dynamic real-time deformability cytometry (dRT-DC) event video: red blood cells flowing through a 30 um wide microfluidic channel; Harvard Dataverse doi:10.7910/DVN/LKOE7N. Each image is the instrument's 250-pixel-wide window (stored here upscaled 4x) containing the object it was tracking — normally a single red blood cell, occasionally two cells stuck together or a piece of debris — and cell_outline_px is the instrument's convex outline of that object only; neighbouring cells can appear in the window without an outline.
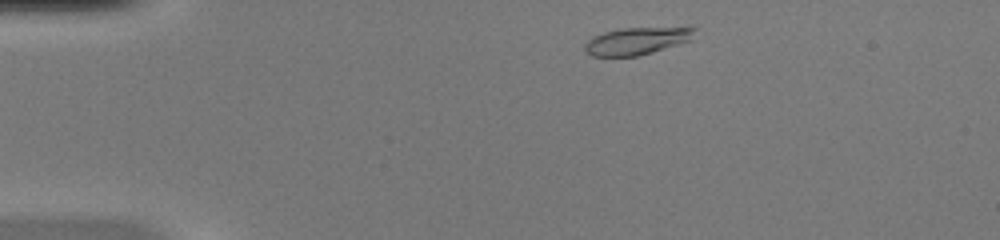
{"species": "common noctule bat (a hibernating species)", "species_latin": "Nyctalus noctula", "temperature_condition": "warm", "stored_images_in_passage": 43, "camera_frame_rate_fps": 3000, "um_per_image_px": 0.085, "animal": {"sex": "female", "body_mass_g": 20.0, "forearm_length_mm": 54.0}, "frame": {"image": 1, "passage_image": 2, "time_ms": 0.333, "image_size_px": [1000, 240], "cell_outline_px": [[696, 28], [692, 40], [652, 52], [636, 56], [592, 56], [584, 48], [584, 44], [592, 36], [604, 32], [624, 28]], "centroid_in_image_um": [54.1, 3.49], "position_along_channel_um": 30.9, "area_um2": 17.17}}
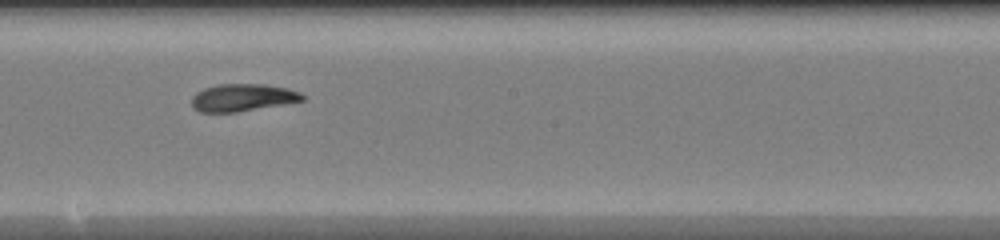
{"frame": {"image": 2, "passage_image": 21, "time_ms": 6.667, "image_size_px": [1000, 240], "cell_outline_px": [[304, 100], [284, 104], [236, 112], [200, 112], [192, 108], [192, 96], [196, 92], [204, 88], [220, 84], [264, 84], [288, 88], [300, 92], [304, 96]], "centroid_in_image_um": [20.61, 8.29], "position_along_channel_um": 227.6, "area_um2": 17.69}}
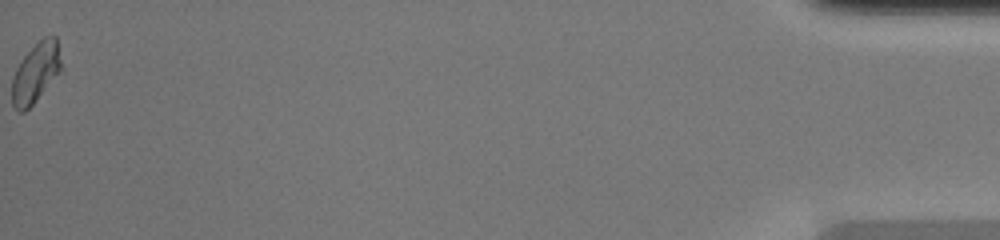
{"frame": {"image": 3, "passage_image": 43, "time_ms": 14.0, "image_size_px": [1000, 240], "cell_outline_px": [[64, 72], [24, 112], [20, 112], [12, 104], [12, 76], [16, 68], [24, 56], [44, 36], [56, 36], [64, 68]], "centroid_in_image_um": [3.1, 6.18], "position_along_channel_um": 432.1, "area_um2": 17.63}, "authors_computed_cell_mechanics": {"area_um2": 17.6868, "velocity_mm_per_s": 4.1118, "shape_relaxation_time_tau1_ms": 6.9928, "shape_relaxation_time_tau2_ms": 1.7979, "deformation_change_tau1": 0.2258, "deformation_change_tau2": 0.0598}}